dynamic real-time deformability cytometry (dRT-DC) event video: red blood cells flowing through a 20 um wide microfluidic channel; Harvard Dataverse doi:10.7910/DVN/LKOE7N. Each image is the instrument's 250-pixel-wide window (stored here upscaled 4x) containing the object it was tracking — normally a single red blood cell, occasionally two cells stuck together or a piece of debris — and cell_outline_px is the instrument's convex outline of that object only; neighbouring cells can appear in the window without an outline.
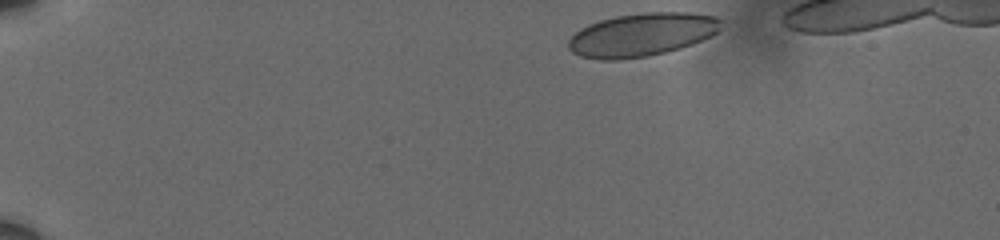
{"species": "human", "species_latin": "Homo sapiens", "temperature_condition": "cold", "stored_images_in_passage": 47, "camera_frame_rate_fps": 3000, "um_per_image_px": 0.085, "donor": {"sex": "male"}, "frame": {"image": 1, "passage_image": 1, "time_ms": 0.0, "image_size_px": [1000, 240], "cell_outline_px": [[720, 28], [712, 36], [692, 44], [680, 48], [648, 56], [620, 60], [600, 60], [580, 56], [572, 52], [568, 48], [568, 40], [580, 28], [588, 24], [600, 20], [616, 16], [644, 12], [688, 12], [716, 16], [720, 20]], "centroid_in_image_um": [54.53, 2.95], "position_along_channel_um": 30.5, "area_um2": 38.55}}
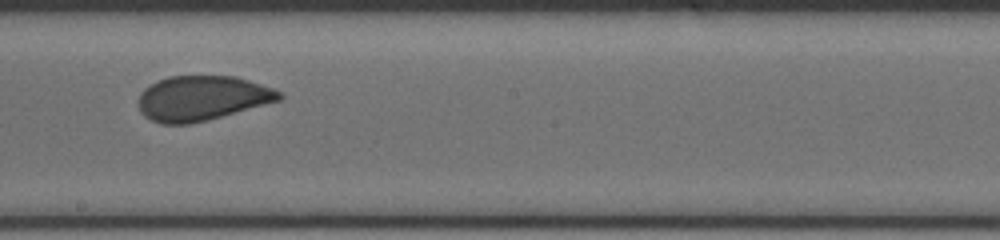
{"frame": {"image": 2, "passage_image": 26, "time_ms": 8.333, "image_size_px": [1000, 240], "cell_outline_px": [[284, 96], [280, 100], [208, 120], [188, 124], [160, 124], [144, 116], [140, 112], [140, 92], [144, 88], [168, 76], [236, 76], [272, 88], [280, 92]], "centroid_in_image_um": [17.16, 8.35], "position_along_channel_um": 231.0, "area_um2": 36.53}}
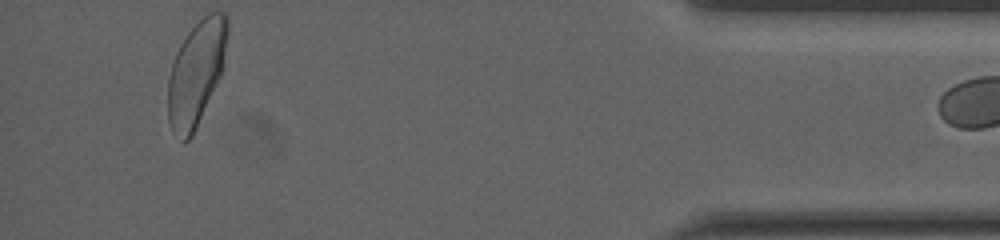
{"frame": {"image": 3, "passage_image": 46, "time_ms": 15.0, "image_size_px": [1000, 240], "cell_outline_px": [[228, 36], [220, 76], [192, 136], [184, 144], [172, 132], [168, 120], [168, 80], [172, 64], [176, 52], [180, 44], [188, 32], [208, 12], [224, 12], [228, 16]], "centroid_in_image_um": [16.67, 6.21], "position_along_channel_um": 418.5, "area_um2": 36.07}}